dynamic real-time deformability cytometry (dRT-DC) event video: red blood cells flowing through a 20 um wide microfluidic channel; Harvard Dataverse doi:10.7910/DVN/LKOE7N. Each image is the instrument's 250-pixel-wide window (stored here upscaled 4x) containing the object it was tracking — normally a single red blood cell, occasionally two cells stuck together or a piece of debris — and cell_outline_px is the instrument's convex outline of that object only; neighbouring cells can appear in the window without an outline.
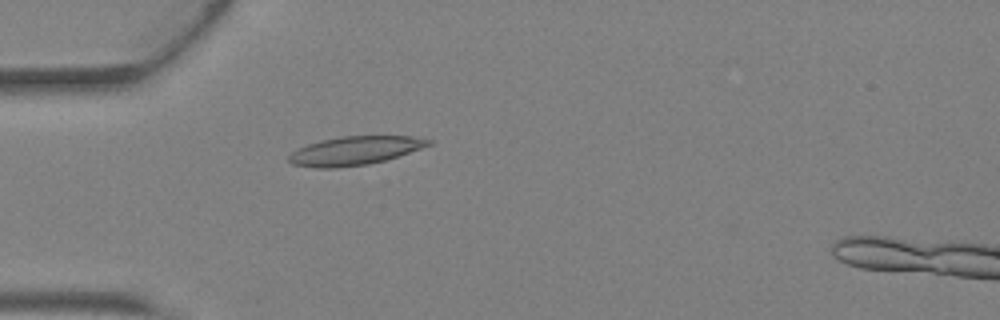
{"species": "Egyptian fruit bat (a non-hibernating species)", "species_latin": "Rousettus aegyptiacus", "temperature_condition": "warm", "stored_images_in_passage": 44, "camera_frame_rate_fps": 3000, "um_per_image_px": 0.085, "animal": {"sex": "female"}, "frame": {"image": 1, "passage_image": 13, "time_ms": 4.0, "image_size_px": [1000, 320], "cell_outline_px": [[432, 144], [384, 160], [368, 164], [336, 168], [316, 168], [292, 164], [288, 160], [288, 156], [292, 152], [308, 144], [320, 140], [340, 136], [412, 136], [432, 140]], "centroid_in_image_um": [30.12, 12.8], "position_along_channel_um": 54.9, "area_um2": 23.06}}
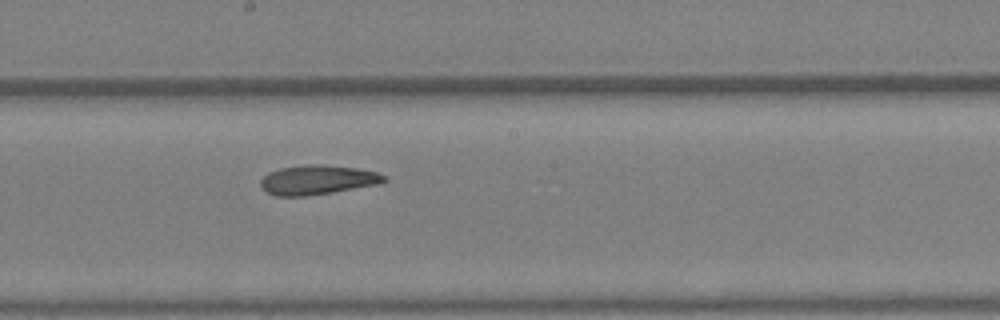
{"frame": {"image": 2, "passage_image": 24, "time_ms": 7.667, "image_size_px": [1000, 320], "cell_outline_px": [[388, 180], [380, 184], [332, 192], [304, 196], [272, 196], [260, 188], [260, 180], [268, 172], [280, 168], [304, 164], [320, 164], [356, 168], [376, 172], [388, 176]], "centroid_in_image_um": [26.97, 15.29], "position_along_channel_um": 221.2, "area_um2": 21.44}}
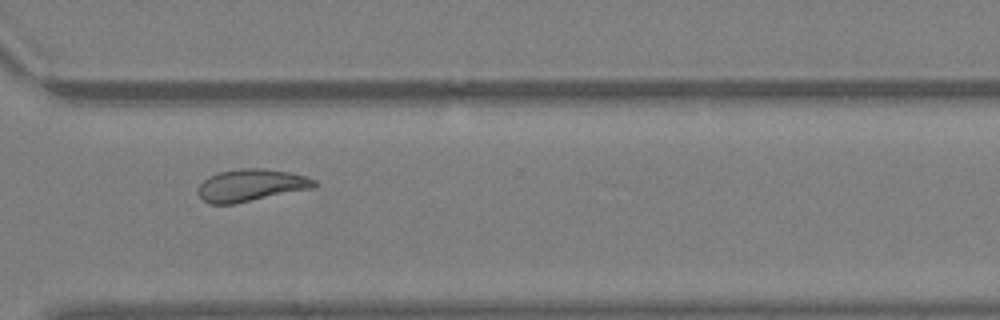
{"frame": {"image": 3, "passage_image": 32, "time_ms": 10.333, "image_size_px": [1000, 320], "cell_outline_px": [[320, 184], [316, 188], [232, 204], [208, 204], [200, 196], [200, 184], [208, 176], [216, 172], [240, 168], [264, 168], [288, 172], [308, 176], [316, 180]], "centroid_in_image_um": [21.41, 15.73], "position_along_channel_um": 349.2, "area_um2": 22.02}}